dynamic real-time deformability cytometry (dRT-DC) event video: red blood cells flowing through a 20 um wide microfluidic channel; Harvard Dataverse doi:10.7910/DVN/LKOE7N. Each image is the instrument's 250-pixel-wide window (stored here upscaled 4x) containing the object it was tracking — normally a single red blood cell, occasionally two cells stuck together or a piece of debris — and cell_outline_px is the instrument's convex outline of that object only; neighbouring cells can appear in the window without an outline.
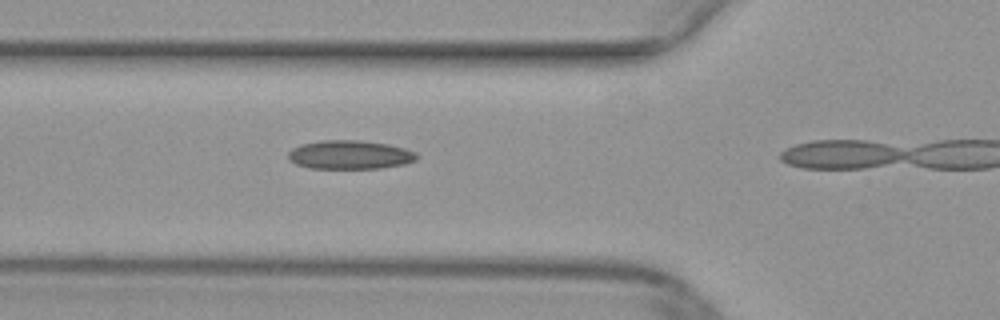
{"species": "common noctule bat (a hibernating species)", "species_latin": "Nyctalus noctula", "temperature_condition": "warm", "stored_images_in_passage": 11, "camera_frame_rate_fps": 3000, "um_per_image_px": 0.085, "animal": {"sex": "female", "body_mass_g": 29.2, "forearm_length_mm": 56.3}, "frame": {"image": 1, "passage_image": 10, "time_ms": 3.0, "image_size_px": [1000, 320], "cell_outline_px": [[420, 156], [416, 160], [404, 164], [380, 168], [308, 168], [296, 164], [288, 160], [288, 152], [292, 148], [300, 144], [320, 140], [360, 140], [388, 144], [404, 148], [416, 152]], "centroid_in_image_um": [29.72, 13.15], "position_along_channel_um": 96.1, "area_um2": 21.73}}